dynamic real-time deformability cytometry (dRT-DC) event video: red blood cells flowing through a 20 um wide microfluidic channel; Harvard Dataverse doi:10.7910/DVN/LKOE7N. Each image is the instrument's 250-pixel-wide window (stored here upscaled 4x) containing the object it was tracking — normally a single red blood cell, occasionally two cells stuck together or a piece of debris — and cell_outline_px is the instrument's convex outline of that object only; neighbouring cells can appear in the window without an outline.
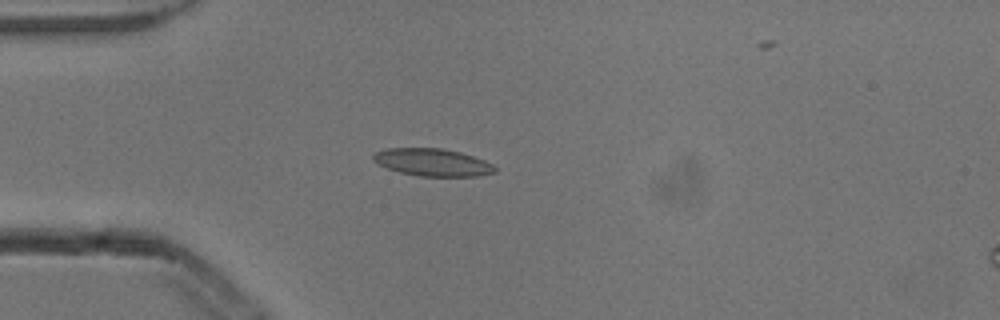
{"species": "common noctule bat (a hibernating species)", "species_latin": "Nyctalus noctula", "temperature_condition": "cold", "stored_images_in_passage": 5, "camera_frame_rate_fps": 3000, "um_per_image_px": 0.085, "animal": {"sex": "male", "body_mass_g": 13.3}, "frame": {"image": 1, "passage_image": 4, "time_ms": 1.0, "image_size_px": [1000, 320], "cell_outline_px": [[496, 172], [480, 176], [420, 176], [400, 172], [376, 164], [372, 160], [372, 156], [376, 152], [388, 148], [440, 148], [460, 152], [484, 160], [492, 164], [496, 168]], "centroid_in_image_um": [36.76, 13.8], "position_along_channel_um": 48.2, "area_um2": 19.42}}